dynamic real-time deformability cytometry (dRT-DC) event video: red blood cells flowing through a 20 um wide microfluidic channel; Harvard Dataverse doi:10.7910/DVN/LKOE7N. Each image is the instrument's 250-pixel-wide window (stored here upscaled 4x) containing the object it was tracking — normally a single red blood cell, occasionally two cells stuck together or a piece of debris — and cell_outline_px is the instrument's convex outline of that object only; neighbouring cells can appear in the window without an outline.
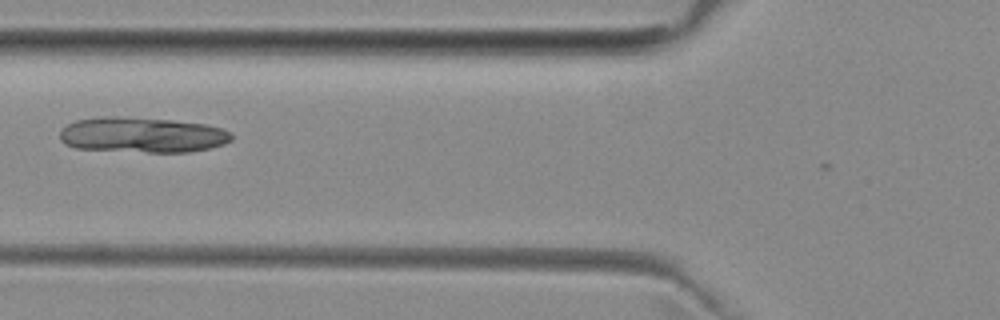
{"species": "common noctule bat (a hibernating species)", "species_latin": "Nyctalus noctula", "temperature_condition": "room temperature", "stored_images_in_passage": 6, "camera_frame_rate_fps": 3000, "um_per_image_px": 0.085, "animal": {"sex": "female", "body_mass_g": 29.2, "forearm_length_mm": 56.3}, "frame": {"image": 1, "passage_image": 6, "time_ms": 6.0, "image_size_px": [1000, 320], "cell_outline_px": [[232, 140], [224, 144], [208, 148], [188, 152], [148, 152], [76, 148], [64, 144], [60, 140], [60, 132], [68, 124], [76, 120], [100, 116], [120, 116], [172, 120], [204, 124], [220, 128], [232, 132]], "centroid_in_image_um": [12.08, 11.46], "position_along_channel_um": 113.7, "area_um2": 35.43}}